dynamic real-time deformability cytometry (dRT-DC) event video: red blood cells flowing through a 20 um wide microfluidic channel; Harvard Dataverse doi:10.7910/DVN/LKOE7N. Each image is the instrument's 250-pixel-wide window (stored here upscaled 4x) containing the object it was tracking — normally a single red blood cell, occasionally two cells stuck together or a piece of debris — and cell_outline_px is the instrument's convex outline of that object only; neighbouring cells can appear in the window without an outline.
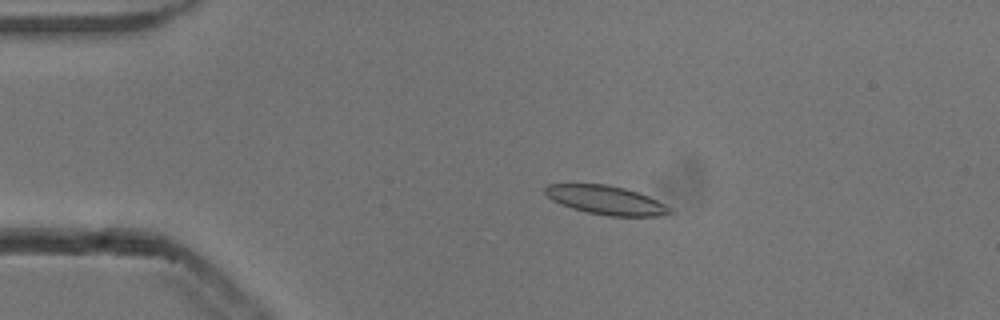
{"species": "common noctule bat (a hibernating species)", "species_latin": "Nyctalus noctula", "temperature_condition": "cold", "stored_images_in_passage": 19, "camera_frame_rate_fps": 3000, "um_per_image_px": 0.085, "animal": {"sex": "male", "body_mass_g": 13.3}, "frame": {"image": 1, "passage_image": 6, "time_ms": 1.667, "image_size_px": [1000, 320], "cell_outline_px": [[672, 212], [660, 216], [608, 216], [588, 212], [572, 208], [560, 204], [552, 200], [544, 192], [544, 188], [548, 184], [608, 184], [624, 188], [648, 196], [672, 208]], "centroid_in_image_um": [51.5, 17.01], "position_along_channel_um": 33.5, "area_um2": 20.81}}
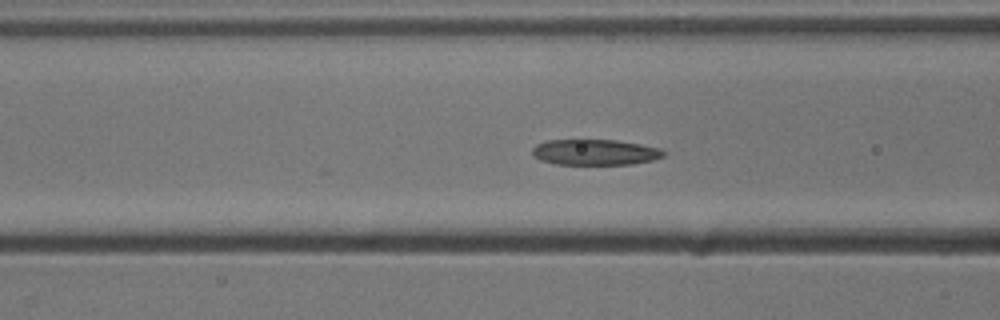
{"frame": {"image": 2, "passage_image": 16, "time_ms": 5.0, "image_size_px": [1000, 320], "cell_outline_px": [[664, 156], [652, 160], [632, 164], [556, 164], [540, 160], [532, 156], [532, 148], [536, 144], [548, 140], [616, 140], [640, 144], [660, 148], [664, 152]], "centroid_in_image_um": [50.54, 12.94], "position_along_channel_um": 116.1, "area_um2": 19.65}}
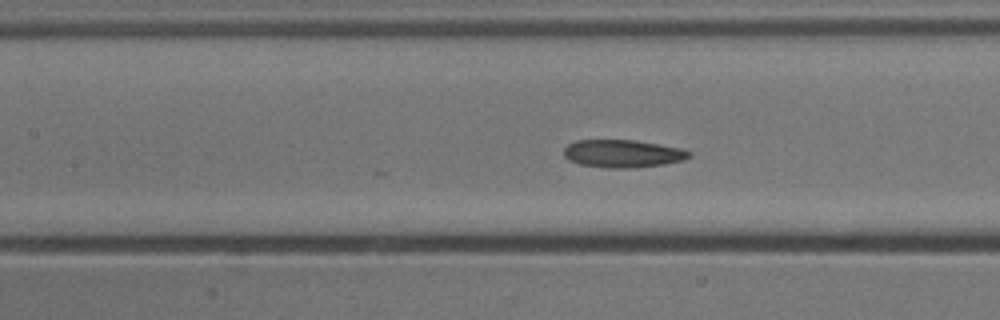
{"frame": {"image": 3, "passage_image": 19, "time_ms": 6.0, "image_size_px": [1000, 320], "cell_outline_px": [[692, 156], [684, 160], [664, 164], [632, 168], [608, 168], [580, 164], [568, 160], [564, 156], [564, 148], [568, 144], [576, 140], [632, 140], [680, 148], [692, 152]], "centroid_in_image_um": [52.92, 13.06], "position_along_channel_um": 154.5, "area_um2": 20.23}}